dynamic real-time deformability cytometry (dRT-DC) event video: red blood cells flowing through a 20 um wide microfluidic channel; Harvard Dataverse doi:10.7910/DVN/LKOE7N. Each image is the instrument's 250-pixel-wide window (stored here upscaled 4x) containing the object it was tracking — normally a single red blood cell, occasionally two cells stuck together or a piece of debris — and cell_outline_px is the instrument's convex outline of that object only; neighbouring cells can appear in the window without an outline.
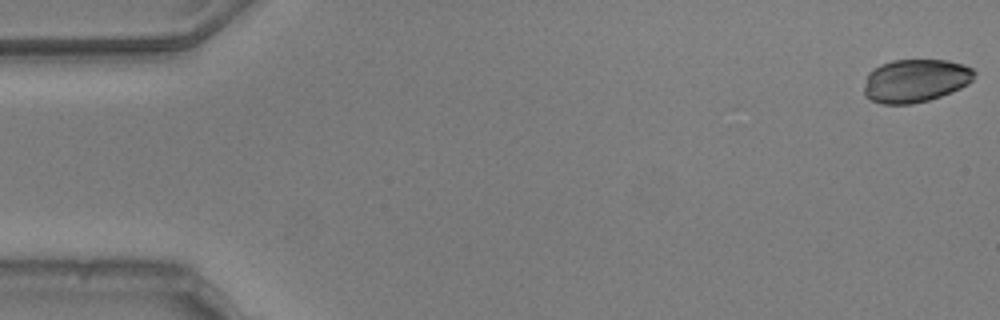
{"species": "common noctule bat (a hibernating species)", "species_latin": "Nyctalus noctula", "temperature_condition": "warm", "stored_images_in_passage": 18, "camera_frame_rate_fps": 3000, "um_per_image_px": 0.085, "animal": {"sex": "male", "body_mass_g": 20.5, "forearm_length_mm": 52.5}, "frame": {"image": 1, "passage_image": 1, "time_ms": 0.0, "image_size_px": [1000, 320], "cell_outline_px": [[976, 72], [972, 80], [968, 84], [960, 88], [940, 96], [928, 100], [912, 104], [884, 104], [872, 100], [864, 96], [864, 88], [868, 72], [872, 68], [880, 64], [892, 60], [948, 60], [964, 64], [972, 68]], "centroid_in_image_um": [77.8, 6.84], "position_along_channel_um": 7.2, "area_um2": 27.86}}
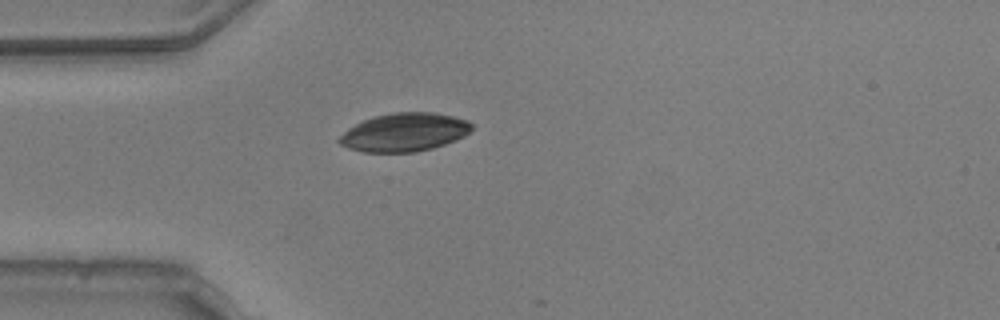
{"frame": {"image": 2, "passage_image": 15, "time_ms": 4.667, "image_size_px": [1000, 320], "cell_outline_px": [[472, 128], [464, 136], [456, 140], [432, 148], [416, 152], [364, 152], [348, 148], [340, 144], [336, 140], [348, 128], [372, 116], [396, 112], [432, 112], [452, 116], [468, 120], [472, 124]], "centroid_in_image_um": [34.36, 11.24], "position_along_channel_um": 50.6, "area_um2": 29.59}}